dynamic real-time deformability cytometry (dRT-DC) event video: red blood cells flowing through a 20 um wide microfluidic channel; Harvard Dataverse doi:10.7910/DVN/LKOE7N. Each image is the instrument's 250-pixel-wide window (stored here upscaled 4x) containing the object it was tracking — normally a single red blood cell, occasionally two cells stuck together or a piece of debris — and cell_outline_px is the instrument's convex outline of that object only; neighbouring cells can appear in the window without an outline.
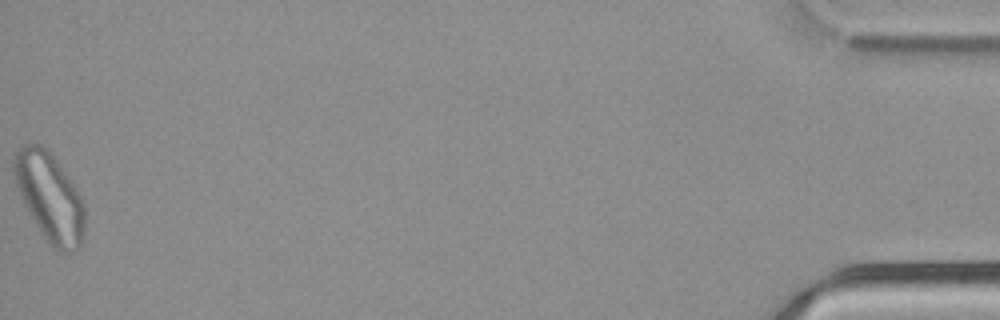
{"species": "common noctule bat (a hibernating species)", "species_latin": "Nyctalus noctula", "temperature_condition": "cold", "stored_images_in_passage": 51, "camera_frame_rate_fps": 3000, "um_per_image_px": 0.085, "animal": {"sex": "male", "body_mass_g": 21.5, "forearm_length_mm": 52.0}, "frame": {"image": 1, "passage_image": 51, "time_ms": 16.667, "image_size_px": [1000, 320], "cell_outline_px": [[84, 228], [80, 248], [72, 252], [60, 252], [52, 248], [28, 212], [24, 204], [16, 184], [12, 172], [12, 160], [20, 144], [40, 144], [52, 156], [72, 184], [80, 196], [84, 204]], "centroid_in_image_um": [4.19, 16.78], "position_along_channel_um": 431.0, "area_um2": 35.95}}